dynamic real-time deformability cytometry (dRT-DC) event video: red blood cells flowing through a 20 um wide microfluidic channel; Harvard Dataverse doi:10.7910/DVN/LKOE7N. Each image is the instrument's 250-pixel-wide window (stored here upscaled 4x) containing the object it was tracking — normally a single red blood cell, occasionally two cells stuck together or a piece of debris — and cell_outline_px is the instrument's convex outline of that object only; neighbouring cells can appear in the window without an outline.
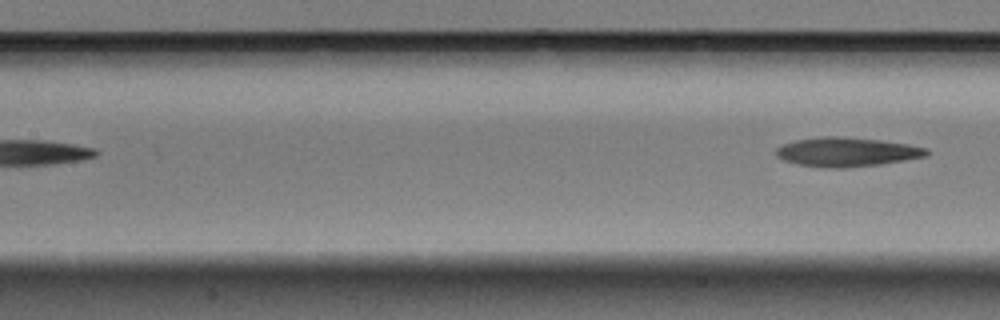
{"species": "Egyptian fruit bat (a non-hibernating species)", "species_latin": "Rousettus aegyptiacus", "temperature_condition": "warm", "stored_images_in_passage": 7, "segment_of_instrument_passage": [2, 2], "camera_frame_rate_fps": 3000, "um_per_image_px": 0.085, "animal": {"sex": "male"}, "frame": {"image": 1, "passage_image": 7, "time_ms": 2.0, "image_size_px": [1000, 320], "cell_outline_px": [[932, 152], [928, 156], [880, 164], [840, 168], [800, 164], [784, 160], [776, 156], [776, 148], [784, 144], [796, 140], [820, 136], [840, 136], [880, 140], [908, 144], [928, 148]], "centroid_in_image_um": [72.03, 12.9], "position_along_channel_um": 135.4, "area_um2": 25.37}}